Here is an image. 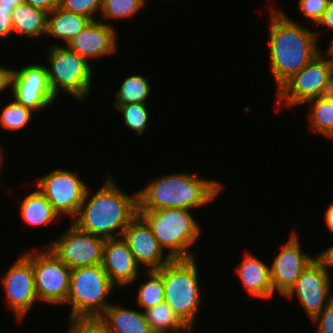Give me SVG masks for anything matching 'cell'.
<instances>
[{
    "mask_svg": "<svg viewBox=\"0 0 333 333\" xmlns=\"http://www.w3.org/2000/svg\"><path fill=\"white\" fill-rule=\"evenodd\" d=\"M14 9L0 7V41L14 34L12 12Z\"/></svg>",
    "mask_w": 333,
    "mask_h": 333,
    "instance_id": "e575fe53",
    "label": "cell"
},
{
    "mask_svg": "<svg viewBox=\"0 0 333 333\" xmlns=\"http://www.w3.org/2000/svg\"><path fill=\"white\" fill-rule=\"evenodd\" d=\"M12 23L14 33L34 40L46 35L47 12L22 3L14 8Z\"/></svg>",
    "mask_w": 333,
    "mask_h": 333,
    "instance_id": "7402d4cb",
    "label": "cell"
},
{
    "mask_svg": "<svg viewBox=\"0 0 333 333\" xmlns=\"http://www.w3.org/2000/svg\"><path fill=\"white\" fill-rule=\"evenodd\" d=\"M324 216L327 228L333 233V203L329 205Z\"/></svg>",
    "mask_w": 333,
    "mask_h": 333,
    "instance_id": "60d3db41",
    "label": "cell"
},
{
    "mask_svg": "<svg viewBox=\"0 0 333 333\" xmlns=\"http://www.w3.org/2000/svg\"><path fill=\"white\" fill-rule=\"evenodd\" d=\"M309 103V104H308ZM304 104L310 105L308 122L309 128L315 133L333 138V101L313 98Z\"/></svg>",
    "mask_w": 333,
    "mask_h": 333,
    "instance_id": "484cf974",
    "label": "cell"
},
{
    "mask_svg": "<svg viewBox=\"0 0 333 333\" xmlns=\"http://www.w3.org/2000/svg\"><path fill=\"white\" fill-rule=\"evenodd\" d=\"M99 319L111 333H153L144 311L110 305Z\"/></svg>",
    "mask_w": 333,
    "mask_h": 333,
    "instance_id": "ffe728a7",
    "label": "cell"
},
{
    "mask_svg": "<svg viewBox=\"0 0 333 333\" xmlns=\"http://www.w3.org/2000/svg\"><path fill=\"white\" fill-rule=\"evenodd\" d=\"M11 90L18 103L34 112L47 108L57 99L51 90L44 64H29L19 70L13 69Z\"/></svg>",
    "mask_w": 333,
    "mask_h": 333,
    "instance_id": "4fadbf2b",
    "label": "cell"
},
{
    "mask_svg": "<svg viewBox=\"0 0 333 333\" xmlns=\"http://www.w3.org/2000/svg\"><path fill=\"white\" fill-rule=\"evenodd\" d=\"M143 4H144V6H146L145 4H146V0H140Z\"/></svg>",
    "mask_w": 333,
    "mask_h": 333,
    "instance_id": "7dc6e473",
    "label": "cell"
},
{
    "mask_svg": "<svg viewBox=\"0 0 333 333\" xmlns=\"http://www.w3.org/2000/svg\"><path fill=\"white\" fill-rule=\"evenodd\" d=\"M2 149V147H0V172H1V168H2V165H3V161H4V156L2 155L3 154V149Z\"/></svg>",
    "mask_w": 333,
    "mask_h": 333,
    "instance_id": "7bdbcfd3",
    "label": "cell"
},
{
    "mask_svg": "<svg viewBox=\"0 0 333 333\" xmlns=\"http://www.w3.org/2000/svg\"><path fill=\"white\" fill-rule=\"evenodd\" d=\"M68 333H75V332L69 327Z\"/></svg>",
    "mask_w": 333,
    "mask_h": 333,
    "instance_id": "bcb514c9",
    "label": "cell"
},
{
    "mask_svg": "<svg viewBox=\"0 0 333 333\" xmlns=\"http://www.w3.org/2000/svg\"><path fill=\"white\" fill-rule=\"evenodd\" d=\"M162 275L164 302L193 332V324L202 301L196 258L172 259L158 269Z\"/></svg>",
    "mask_w": 333,
    "mask_h": 333,
    "instance_id": "5b68a950",
    "label": "cell"
},
{
    "mask_svg": "<svg viewBox=\"0 0 333 333\" xmlns=\"http://www.w3.org/2000/svg\"><path fill=\"white\" fill-rule=\"evenodd\" d=\"M12 68L0 66V92L11 88Z\"/></svg>",
    "mask_w": 333,
    "mask_h": 333,
    "instance_id": "8d00e7d4",
    "label": "cell"
},
{
    "mask_svg": "<svg viewBox=\"0 0 333 333\" xmlns=\"http://www.w3.org/2000/svg\"><path fill=\"white\" fill-rule=\"evenodd\" d=\"M105 239L79 230L73 223L45 245L70 269L102 264Z\"/></svg>",
    "mask_w": 333,
    "mask_h": 333,
    "instance_id": "8fae6325",
    "label": "cell"
},
{
    "mask_svg": "<svg viewBox=\"0 0 333 333\" xmlns=\"http://www.w3.org/2000/svg\"><path fill=\"white\" fill-rule=\"evenodd\" d=\"M320 53L299 72L276 90V102L286 107L302 105L310 99L318 98L322 87L332 75L330 59Z\"/></svg>",
    "mask_w": 333,
    "mask_h": 333,
    "instance_id": "9c48e42d",
    "label": "cell"
},
{
    "mask_svg": "<svg viewBox=\"0 0 333 333\" xmlns=\"http://www.w3.org/2000/svg\"><path fill=\"white\" fill-rule=\"evenodd\" d=\"M111 173L92 196L87 188L76 217L71 221L79 230L111 239L122 237L129 222L137 215V192H123Z\"/></svg>",
    "mask_w": 333,
    "mask_h": 333,
    "instance_id": "7a4b0ae2",
    "label": "cell"
},
{
    "mask_svg": "<svg viewBox=\"0 0 333 333\" xmlns=\"http://www.w3.org/2000/svg\"><path fill=\"white\" fill-rule=\"evenodd\" d=\"M190 209L163 208L159 210H137L160 246L168 251L172 259L195 258L191 247L200 237L201 225L192 216Z\"/></svg>",
    "mask_w": 333,
    "mask_h": 333,
    "instance_id": "277c9868",
    "label": "cell"
},
{
    "mask_svg": "<svg viewBox=\"0 0 333 333\" xmlns=\"http://www.w3.org/2000/svg\"><path fill=\"white\" fill-rule=\"evenodd\" d=\"M25 3L49 13L59 6V0H25Z\"/></svg>",
    "mask_w": 333,
    "mask_h": 333,
    "instance_id": "d590c367",
    "label": "cell"
},
{
    "mask_svg": "<svg viewBox=\"0 0 333 333\" xmlns=\"http://www.w3.org/2000/svg\"><path fill=\"white\" fill-rule=\"evenodd\" d=\"M325 54H326L325 56H327L330 59V61H331L332 74H333V53H325Z\"/></svg>",
    "mask_w": 333,
    "mask_h": 333,
    "instance_id": "ee69618b",
    "label": "cell"
},
{
    "mask_svg": "<svg viewBox=\"0 0 333 333\" xmlns=\"http://www.w3.org/2000/svg\"><path fill=\"white\" fill-rule=\"evenodd\" d=\"M324 262L316 256L303 270L294 286L284 296L293 299L297 295L299 303L304 308L311 321L320 314L333 297L331 273ZM327 301V302H326Z\"/></svg>",
    "mask_w": 333,
    "mask_h": 333,
    "instance_id": "7c38bea8",
    "label": "cell"
},
{
    "mask_svg": "<svg viewBox=\"0 0 333 333\" xmlns=\"http://www.w3.org/2000/svg\"><path fill=\"white\" fill-rule=\"evenodd\" d=\"M148 78L142 75H131L122 82L120 89L115 93L113 106H120L131 103L146 104L150 95L151 86Z\"/></svg>",
    "mask_w": 333,
    "mask_h": 333,
    "instance_id": "d4e9b609",
    "label": "cell"
},
{
    "mask_svg": "<svg viewBox=\"0 0 333 333\" xmlns=\"http://www.w3.org/2000/svg\"><path fill=\"white\" fill-rule=\"evenodd\" d=\"M115 287L102 264L71 269L66 299V303L71 304L69 322L79 318H99L110 306L108 300Z\"/></svg>",
    "mask_w": 333,
    "mask_h": 333,
    "instance_id": "8992f818",
    "label": "cell"
},
{
    "mask_svg": "<svg viewBox=\"0 0 333 333\" xmlns=\"http://www.w3.org/2000/svg\"><path fill=\"white\" fill-rule=\"evenodd\" d=\"M1 279L7 307L13 311L18 320H22L38 300L31 262L22 254Z\"/></svg>",
    "mask_w": 333,
    "mask_h": 333,
    "instance_id": "5bb4252c",
    "label": "cell"
},
{
    "mask_svg": "<svg viewBox=\"0 0 333 333\" xmlns=\"http://www.w3.org/2000/svg\"><path fill=\"white\" fill-rule=\"evenodd\" d=\"M186 172L155 178L137 192V210L195 209L214 201L223 184Z\"/></svg>",
    "mask_w": 333,
    "mask_h": 333,
    "instance_id": "3957f363",
    "label": "cell"
},
{
    "mask_svg": "<svg viewBox=\"0 0 333 333\" xmlns=\"http://www.w3.org/2000/svg\"><path fill=\"white\" fill-rule=\"evenodd\" d=\"M59 7L65 11L81 14L92 21L98 11L102 10V0H59Z\"/></svg>",
    "mask_w": 333,
    "mask_h": 333,
    "instance_id": "4dcf8cb0",
    "label": "cell"
},
{
    "mask_svg": "<svg viewBox=\"0 0 333 333\" xmlns=\"http://www.w3.org/2000/svg\"><path fill=\"white\" fill-rule=\"evenodd\" d=\"M68 324L75 333H111L99 318H79Z\"/></svg>",
    "mask_w": 333,
    "mask_h": 333,
    "instance_id": "d6a6232c",
    "label": "cell"
},
{
    "mask_svg": "<svg viewBox=\"0 0 333 333\" xmlns=\"http://www.w3.org/2000/svg\"><path fill=\"white\" fill-rule=\"evenodd\" d=\"M326 53H333V39L331 40V43L328 46Z\"/></svg>",
    "mask_w": 333,
    "mask_h": 333,
    "instance_id": "f6af8a7d",
    "label": "cell"
},
{
    "mask_svg": "<svg viewBox=\"0 0 333 333\" xmlns=\"http://www.w3.org/2000/svg\"><path fill=\"white\" fill-rule=\"evenodd\" d=\"M33 184L45 195L59 217L68 215L72 220L76 217L88 188L78 173L63 169H54Z\"/></svg>",
    "mask_w": 333,
    "mask_h": 333,
    "instance_id": "30bf717a",
    "label": "cell"
},
{
    "mask_svg": "<svg viewBox=\"0 0 333 333\" xmlns=\"http://www.w3.org/2000/svg\"><path fill=\"white\" fill-rule=\"evenodd\" d=\"M48 48L50 66L46 68L54 96L57 98L62 90L79 101L87 99L93 75L91 62L64 44H51Z\"/></svg>",
    "mask_w": 333,
    "mask_h": 333,
    "instance_id": "52a82bcc",
    "label": "cell"
},
{
    "mask_svg": "<svg viewBox=\"0 0 333 333\" xmlns=\"http://www.w3.org/2000/svg\"><path fill=\"white\" fill-rule=\"evenodd\" d=\"M115 26L104 20L91 21L66 46L90 62V58H101L117 51Z\"/></svg>",
    "mask_w": 333,
    "mask_h": 333,
    "instance_id": "e0dca14e",
    "label": "cell"
},
{
    "mask_svg": "<svg viewBox=\"0 0 333 333\" xmlns=\"http://www.w3.org/2000/svg\"><path fill=\"white\" fill-rule=\"evenodd\" d=\"M33 112L14 99L1 110L0 127L7 131L21 130L31 121Z\"/></svg>",
    "mask_w": 333,
    "mask_h": 333,
    "instance_id": "83f0119b",
    "label": "cell"
},
{
    "mask_svg": "<svg viewBox=\"0 0 333 333\" xmlns=\"http://www.w3.org/2000/svg\"><path fill=\"white\" fill-rule=\"evenodd\" d=\"M102 266L115 286L123 287L139 278L140 266L122 237L105 239Z\"/></svg>",
    "mask_w": 333,
    "mask_h": 333,
    "instance_id": "ac0fdd59",
    "label": "cell"
},
{
    "mask_svg": "<svg viewBox=\"0 0 333 333\" xmlns=\"http://www.w3.org/2000/svg\"><path fill=\"white\" fill-rule=\"evenodd\" d=\"M147 107V104L142 103L113 106L119 113H122L125 125L135 131L138 136L143 135L148 128L149 112Z\"/></svg>",
    "mask_w": 333,
    "mask_h": 333,
    "instance_id": "f1b7e54d",
    "label": "cell"
},
{
    "mask_svg": "<svg viewBox=\"0 0 333 333\" xmlns=\"http://www.w3.org/2000/svg\"><path fill=\"white\" fill-rule=\"evenodd\" d=\"M269 55L277 90L321 52L316 31L299 25L277 8H269Z\"/></svg>",
    "mask_w": 333,
    "mask_h": 333,
    "instance_id": "6da1fadb",
    "label": "cell"
},
{
    "mask_svg": "<svg viewBox=\"0 0 333 333\" xmlns=\"http://www.w3.org/2000/svg\"><path fill=\"white\" fill-rule=\"evenodd\" d=\"M23 255L31 262L38 301L66 304L70 289L71 269L46 246Z\"/></svg>",
    "mask_w": 333,
    "mask_h": 333,
    "instance_id": "ba28073f",
    "label": "cell"
},
{
    "mask_svg": "<svg viewBox=\"0 0 333 333\" xmlns=\"http://www.w3.org/2000/svg\"><path fill=\"white\" fill-rule=\"evenodd\" d=\"M38 190L31 192L21 201L20 213L25 223L30 226L50 225L59 219L45 195Z\"/></svg>",
    "mask_w": 333,
    "mask_h": 333,
    "instance_id": "603a6c76",
    "label": "cell"
},
{
    "mask_svg": "<svg viewBox=\"0 0 333 333\" xmlns=\"http://www.w3.org/2000/svg\"><path fill=\"white\" fill-rule=\"evenodd\" d=\"M312 322L318 324L316 333H333V297Z\"/></svg>",
    "mask_w": 333,
    "mask_h": 333,
    "instance_id": "836d02e7",
    "label": "cell"
},
{
    "mask_svg": "<svg viewBox=\"0 0 333 333\" xmlns=\"http://www.w3.org/2000/svg\"><path fill=\"white\" fill-rule=\"evenodd\" d=\"M122 238L128 244L136 262L144 270H158L172 258L166 254L154 237L149 226L137 214L123 231ZM164 257V258H163Z\"/></svg>",
    "mask_w": 333,
    "mask_h": 333,
    "instance_id": "2e32d148",
    "label": "cell"
},
{
    "mask_svg": "<svg viewBox=\"0 0 333 333\" xmlns=\"http://www.w3.org/2000/svg\"><path fill=\"white\" fill-rule=\"evenodd\" d=\"M148 280L138 288L136 302L144 311L164 302L165 289L158 270H146Z\"/></svg>",
    "mask_w": 333,
    "mask_h": 333,
    "instance_id": "4316f807",
    "label": "cell"
},
{
    "mask_svg": "<svg viewBox=\"0 0 333 333\" xmlns=\"http://www.w3.org/2000/svg\"><path fill=\"white\" fill-rule=\"evenodd\" d=\"M318 98L333 101V74L328 78L326 84L322 87Z\"/></svg>",
    "mask_w": 333,
    "mask_h": 333,
    "instance_id": "f35d334b",
    "label": "cell"
},
{
    "mask_svg": "<svg viewBox=\"0 0 333 333\" xmlns=\"http://www.w3.org/2000/svg\"><path fill=\"white\" fill-rule=\"evenodd\" d=\"M144 7L140 0H102V18L105 20L128 19Z\"/></svg>",
    "mask_w": 333,
    "mask_h": 333,
    "instance_id": "f546056e",
    "label": "cell"
},
{
    "mask_svg": "<svg viewBox=\"0 0 333 333\" xmlns=\"http://www.w3.org/2000/svg\"><path fill=\"white\" fill-rule=\"evenodd\" d=\"M319 26H326L329 29H333V0L329 2L327 10L323 14L322 19L318 22Z\"/></svg>",
    "mask_w": 333,
    "mask_h": 333,
    "instance_id": "74e56055",
    "label": "cell"
},
{
    "mask_svg": "<svg viewBox=\"0 0 333 333\" xmlns=\"http://www.w3.org/2000/svg\"><path fill=\"white\" fill-rule=\"evenodd\" d=\"M22 3H25V0H0V7L14 9Z\"/></svg>",
    "mask_w": 333,
    "mask_h": 333,
    "instance_id": "b9f144b4",
    "label": "cell"
},
{
    "mask_svg": "<svg viewBox=\"0 0 333 333\" xmlns=\"http://www.w3.org/2000/svg\"><path fill=\"white\" fill-rule=\"evenodd\" d=\"M288 238L270 265L273 294L278 292L282 297L294 286L307 265L315 259L301 250L296 232H292Z\"/></svg>",
    "mask_w": 333,
    "mask_h": 333,
    "instance_id": "9a60e30c",
    "label": "cell"
},
{
    "mask_svg": "<svg viewBox=\"0 0 333 333\" xmlns=\"http://www.w3.org/2000/svg\"><path fill=\"white\" fill-rule=\"evenodd\" d=\"M92 20L84 15L68 12L59 6L47 13L45 37H56L67 44Z\"/></svg>",
    "mask_w": 333,
    "mask_h": 333,
    "instance_id": "44dd1931",
    "label": "cell"
},
{
    "mask_svg": "<svg viewBox=\"0 0 333 333\" xmlns=\"http://www.w3.org/2000/svg\"><path fill=\"white\" fill-rule=\"evenodd\" d=\"M238 264L237 275L244 290L253 297L268 299L273 296L270 266L252 254L246 253Z\"/></svg>",
    "mask_w": 333,
    "mask_h": 333,
    "instance_id": "d6986e66",
    "label": "cell"
},
{
    "mask_svg": "<svg viewBox=\"0 0 333 333\" xmlns=\"http://www.w3.org/2000/svg\"><path fill=\"white\" fill-rule=\"evenodd\" d=\"M147 322L153 333H194L192 332L167 305L160 303L144 311Z\"/></svg>",
    "mask_w": 333,
    "mask_h": 333,
    "instance_id": "cb8c5ba5",
    "label": "cell"
},
{
    "mask_svg": "<svg viewBox=\"0 0 333 333\" xmlns=\"http://www.w3.org/2000/svg\"><path fill=\"white\" fill-rule=\"evenodd\" d=\"M325 264L326 268L333 267V245L317 255Z\"/></svg>",
    "mask_w": 333,
    "mask_h": 333,
    "instance_id": "ab89813d",
    "label": "cell"
},
{
    "mask_svg": "<svg viewBox=\"0 0 333 333\" xmlns=\"http://www.w3.org/2000/svg\"><path fill=\"white\" fill-rule=\"evenodd\" d=\"M331 0H299V10L303 15L318 24Z\"/></svg>",
    "mask_w": 333,
    "mask_h": 333,
    "instance_id": "1f68e13d",
    "label": "cell"
}]
</instances>
